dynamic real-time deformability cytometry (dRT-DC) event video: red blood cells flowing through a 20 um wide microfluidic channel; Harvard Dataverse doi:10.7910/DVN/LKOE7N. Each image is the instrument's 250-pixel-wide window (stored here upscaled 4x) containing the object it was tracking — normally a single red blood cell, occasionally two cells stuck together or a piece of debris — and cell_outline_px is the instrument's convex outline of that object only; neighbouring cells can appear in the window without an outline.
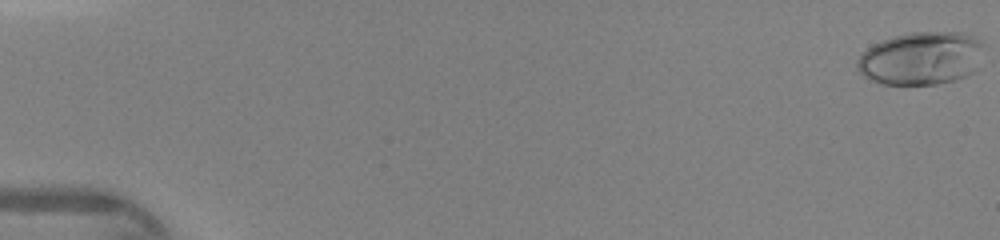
{"species": "human", "species_latin": "Homo sapiens", "temperature_condition": "warm", "stored_images_in_passage": 47, "camera_frame_rate_fps": 3000, "um_per_image_px": 0.085, "donor": {"sex": "female"}, "frame": {"image": 1, "passage_image": 1, "time_ms": 0.0, "image_size_px": [1000, 240], "cell_outline_px": [[984, 44], [976, 68], [968, 76], [956, 80], [936, 84], [880, 84], [856, 72], [856, 60], [872, 44], [880, 40], [892, 36], [912, 32], [964, 32], [976, 36]], "centroid_in_image_um": [78.28, 4.95], "position_along_channel_um": 6.7, "area_um2": 39.59}}
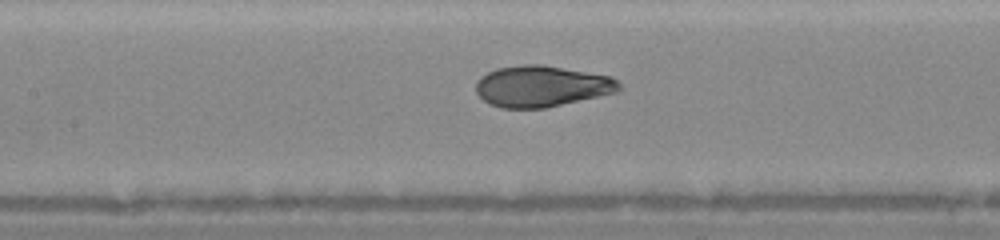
{"frame": {"image": 2, "passage_image": 23, "time_ms": 7.333, "image_size_px": [1000, 240], "cell_outline_px": [[620, 92], [544, 108], [500, 108], [488, 104], [476, 92], [476, 80], [480, 76], [496, 68], [524, 64], [540, 64], [612, 76], [620, 84]], "centroid_in_image_um": [46.03, 7.33], "position_along_channel_um": 161.4, "area_um2": 34.56}}
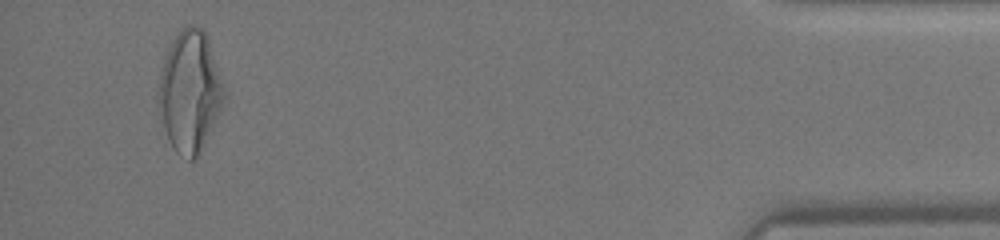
{"frame": {"image": 3, "passage_image": 45, "time_ms": 14.667, "image_size_px": [1000, 240], "cell_outline_px": [[228, 92], [224, 104], [212, 128], [196, 156], [192, 160], [188, 160], [180, 156], [172, 148], [164, 128], [156, 104], [160, 72], [168, 48], [180, 28], [184, 24], [196, 24], [204, 28]], "centroid_in_image_um": [16.15, 7.73], "position_along_channel_um": 419.1, "area_um2": 47.05}}